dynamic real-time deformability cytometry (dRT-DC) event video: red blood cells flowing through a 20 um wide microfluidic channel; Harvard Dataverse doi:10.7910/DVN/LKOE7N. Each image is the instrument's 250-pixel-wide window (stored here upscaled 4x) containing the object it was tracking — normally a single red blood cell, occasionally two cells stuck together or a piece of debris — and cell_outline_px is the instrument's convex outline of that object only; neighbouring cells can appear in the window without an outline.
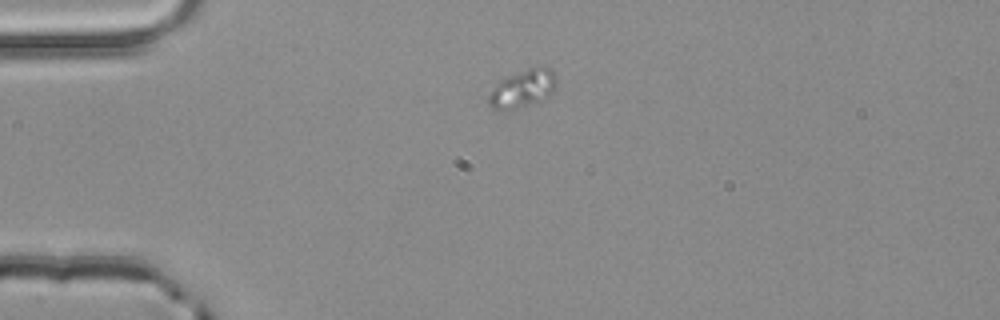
{"species": "common noctule bat (a hibernating species)", "species_latin": "Nyctalus noctula", "temperature_condition": "room temperature", "stored_images_in_passage": 3, "segment_of_instrument_passage": [1, 2], "camera_frame_rate_fps": 3000, "um_per_image_px": 0.085, "animal": {"sex": "male", "body_mass_g": 20.4}, "frame": {"image": 1, "passage_image": 1, "time_ms": 0.0, "image_size_px": [1000, 320], "cell_outline_px": [[556, 88], [544, 100], [516, 108], [492, 108], [488, 104], [488, 96], [496, 84], [500, 80], [508, 76], [528, 68], [544, 64], [556, 76]], "centroid_in_image_um": [44.47, 7.49], "position_along_channel_um": 40.5, "area_um2": 14.8}}